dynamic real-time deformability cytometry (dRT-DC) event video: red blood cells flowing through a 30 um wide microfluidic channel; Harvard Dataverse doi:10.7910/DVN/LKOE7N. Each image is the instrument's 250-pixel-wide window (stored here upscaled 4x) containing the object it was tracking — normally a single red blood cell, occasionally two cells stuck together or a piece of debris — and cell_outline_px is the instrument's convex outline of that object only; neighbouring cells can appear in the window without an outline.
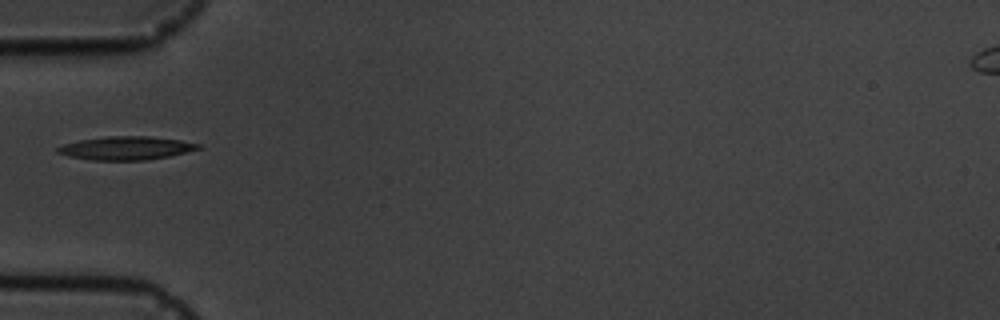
{"species": "common noctule bat (a hibernating species)", "species_latin": "Nyctalus noctula", "temperature_condition": "cold", "stored_images_in_passage": 1, "camera_frame_rate_fps": 3000, "um_per_image_px": 0.085, "animal": {"sex": "male", "body_mass_g": 19.5, "forearm_length_mm": 54.6}, "frame": {"image": 1, "passage_image": 1, "time_ms": 0.0, "image_size_px": [1000, 320], "cell_outline_px": [[200, 148], [168, 156], [144, 160], [92, 160], [68, 156], [56, 152], [56, 148], [64, 144], [80, 140], [108, 136], [148, 136], [180, 140], [200, 144]], "centroid_in_image_um": [10.67, 12.58], "position_along_channel_um": 74.3, "area_um2": 18.9}}